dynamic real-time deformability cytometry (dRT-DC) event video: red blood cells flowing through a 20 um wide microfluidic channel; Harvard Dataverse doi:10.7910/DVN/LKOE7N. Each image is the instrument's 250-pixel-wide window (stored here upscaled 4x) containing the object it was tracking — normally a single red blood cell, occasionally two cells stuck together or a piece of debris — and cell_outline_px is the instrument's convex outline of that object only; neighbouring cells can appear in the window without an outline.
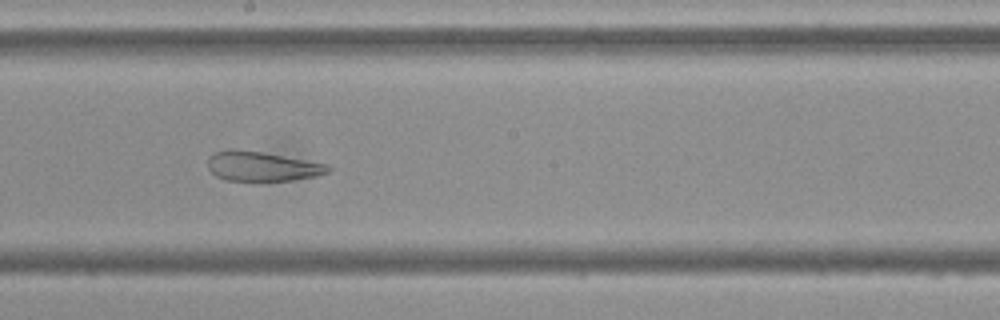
{"species": "Egyptian fruit bat (a non-hibernating species)", "species_latin": "Rousettus aegyptiacus", "temperature_condition": "cold", "stored_images_in_passage": 55, "camera_frame_rate_fps": 3000, "um_per_image_px": 0.085, "frame": {"image": 1, "passage_image": 30, "time_ms": 9.667, "image_size_px": [1000, 320], "cell_outline_px": [[332, 172], [316, 176], [292, 180], [224, 180], [216, 176], [208, 168], [208, 156], [216, 152], [232, 148], [236, 148], [260, 152], [328, 164], [332, 168]], "centroid_in_image_um": [22.28, 14.13], "position_along_channel_um": 225.9, "area_um2": 20.69}}
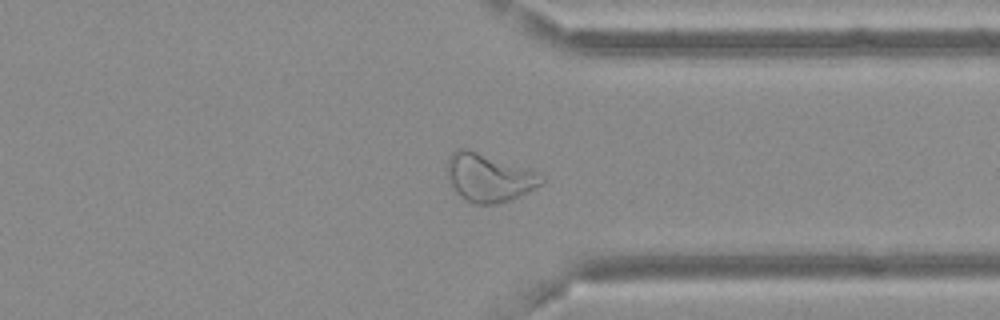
{"frame": {"image": 2, "passage_image": 42, "time_ms": 13.667, "image_size_px": [1000, 320], "cell_outline_px": [[548, 180], [528, 192], [520, 196], [508, 200], [492, 204], [476, 204], [464, 200], [456, 192], [444, 176], [448, 156], [456, 148], [468, 148], [536, 172], [544, 176]], "centroid_in_image_um": [41.49, 15.09], "position_along_channel_um": 369.9, "area_um2": 26.76}}
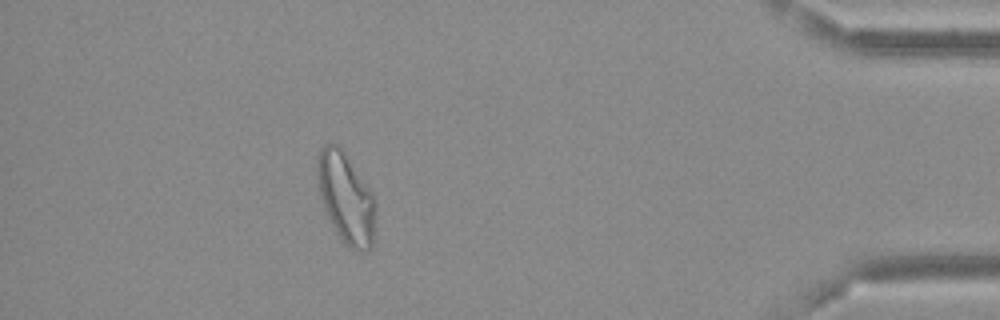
{"frame": {"image": 3, "passage_image": 49, "time_ms": 16.0, "image_size_px": [1000, 320], "cell_outline_px": [[372, 248], [364, 252], [356, 252], [344, 244], [336, 232], [324, 208], [320, 196], [316, 172], [316, 160], [320, 148], [324, 144], [336, 144], [344, 152], [372, 192]], "centroid_in_image_um": [29.34, 16.82], "position_along_channel_um": 405.9, "area_um2": 30.0}, "authors_computed_cell_mechanics": {"area_um2": 29.6514, "velocity_mm_per_s": 3.6333, "shape_relaxation_time_tau1_ms": null, "shape_relaxation_time_tau2_ms": 1.2738, "deformation_change_tau1": null, "deformation_change_tau2": 0.103}}